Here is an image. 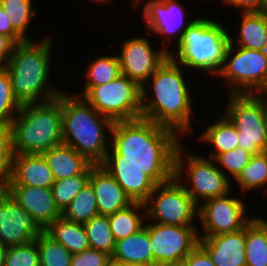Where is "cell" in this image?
<instances>
[{"label":"cell","instance_id":"5b68a950","mask_svg":"<svg viewBox=\"0 0 267 266\" xmlns=\"http://www.w3.org/2000/svg\"><path fill=\"white\" fill-rule=\"evenodd\" d=\"M215 20L210 16L197 17L184 31L178 45L171 49L169 58L187 70L216 76L230 44V30Z\"/></svg>","mask_w":267,"mask_h":266},{"label":"cell","instance_id":"c3c4849f","mask_svg":"<svg viewBox=\"0 0 267 266\" xmlns=\"http://www.w3.org/2000/svg\"><path fill=\"white\" fill-rule=\"evenodd\" d=\"M259 51L262 52L267 57V31H266V41L264 43V46H262Z\"/></svg>","mask_w":267,"mask_h":266},{"label":"cell","instance_id":"f35d334b","mask_svg":"<svg viewBox=\"0 0 267 266\" xmlns=\"http://www.w3.org/2000/svg\"><path fill=\"white\" fill-rule=\"evenodd\" d=\"M4 266H40L37 242L9 246Z\"/></svg>","mask_w":267,"mask_h":266},{"label":"cell","instance_id":"ab89813d","mask_svg":"<svg viewBox=\"0 0 267 266\" xmlns=\"http://www.w3.org/2000/svg\"><path fill=\"white\" fill-rule=\"evenodd\" d=\"M111 256L105 252L89 248L72 256L71 266H110Z\"/></svg>","mask_w":267,"mask_h":266},{"label":"cell","instance_id":"d6a6232c","mask_svg":"<svg viewBox=\"0 0 267 266\" xmlns=\"http://www.w3.org/2000/svg\"><path fill=\"white\" fill-rule=\"evenodd\" d=\"M33 3L34 0H0V5L6 11L12 27L25 40H34L28 34L29 24L32 18L36 16Z\"/></svg>","mask_w":267,"mask_h":266},{"label":"cell","instance_id":"8fae6325","mask_svg":"<svg viewBox=\"0 0 267 266\" xmlns=\"http://www.w3.org/2000/svg\"><path fill=\"white\" fill-rule=\"evenodd\" d=\"M223 114L238 132V147L253 155L267 152V126L261 102L253 94H229Z\"/></svg>","mask_w":267,"mask_h":266},{"label":"cell","instance_id":"cb8c5ba5","mask_svg":"<svg viewBox=\"0 0 267 266\" xmlns=\"http://www.w3.org/2000/svg\"><path fill=\"white\" fill-rule=\"evenodd\" d=\"M240 14V29H238V33H235L237 34L235 37L229 33L230 44L246 49L260 50L266 41L267 12H240Z\"/></svg>","mask_w":267,"mask_h":266},{"label":"cell","instance_id":"681fc988","mask_svg":"<svg viewBox=\"0 0 267 266\" xmlns=\"http://www.w3.org/2000/svg\"><path fill=\"white\" fill-rule=\"evenodd\" d=\"M262 2V11L267 12V0H261Z\"/></svg>","mask_w":267,"mask_h":266},{"label":"cell","instance_id":"f6af8a7d","mask_svg":"<svg viewBox=\"0 0 267 266\" xmlns=\"http://www.w3.org/2000/svg\"><path fill=\"white\" fill-rule=\"evenodd\" d=\"M253 95L261 102L267 126V89L255 92Z\"/></svg>","mask_w":267,"mask_h":266},{"label":"cell","instance_id":"1f68e13d","mask_svg":"<svg viewBox=\"0 0 267 266\" xmlns=\"http://www.w3.org/2000/svg\"><path fill=\"white\" fill-rule=\"evenodd\" d=\"M83 225L90 248L105 252L111 256L114 252L116 241L110 229L108 216L98 214Z\"/></svg>","mask_w":267,"mask_h":266},{"label":"cell","instance_id":"7a4b0ae2","mask_svg":"<svg viewBox=\"0 0 267 266\" xmlns=\"http://www.w3.org/2000/svg\"><path fill=\"white\" fill-rule=\"evenodd\" d=\"M184 70L185 67L168 58L141 87V117L171 128L181 137L195 133L194 99Z\"/></svg>","mask_w":267,"mask_h":266},{"label":"cell","instance_id":"4fadbf2b","mask_svg":"<svg viewBox=\"0 0 267 266\" xmlns=\"http://www.w3.org/2000/svg\"><path fill=\"white\" fill-rule=\"evenodd\" d=\"M231 194L209 198L199 205L198 221L202 228H198L199 238L239 231L254 218L246 215L247 202Z\"/></svg>","mask_w":267,"mask_h":266},{"label":"cell","instance_id":"9a60e30c","mask_svg":"<svg viewBox=\"0 0 267 266\" xmlns=\"http://www.w3.org/2000/svg\"><path fill=\"white\" fill-rule=\"evenodd\" d=\"M151 43L146 36L125 38L120 46V52L117 53L121 75L130 78L141 87L169 58L167 51L162 48L156 50Z\"/></svg>","mask_w":267,"mask_h":266},{"label":"cell","instance_id":"ee69618b","mask_svg":"<svg viewBox=\"0 0 267 266\" xmlns=\"http://www.w3.org/2000/svg\"><path fill=\"white\" fill-rule=\"evenodd\" d=\"M15 43L7 36L0 34V66L4 67L12 54Z\"/></svg>","mask_w":267,"mask_h":266},{"label":"cell","instance_id":"6da1fadb","mask_svg":"<svg viewBox=\"0 0 267 266\" xmlns=\"http://www.w3.org/2000/svg\"><path fill=\"white\" fill-rule=\"evenodd\" d=\"M110 136L101 164H134L157 185L174 178L175 153L183 139L173 129L140 117L114 122Z\"/></svg>","mask_w":267,"mask_h":266},{"label":"cell","instance_id":"ac0fdd59","mask_svg":"<svg viewBox=\"0 0 267 266\" xmlns=\"http://www.w3.org/2000/svg\"><path fill=\"white\" fill-rule=\"evenodd\" d=\"M246 226L236 232L199 238L215 266H246Z\"/></svg>","mask_w":267,"mask_h":266},{"label":"cell","instance_id":"2e32d148","mask_svg":"<svg viewBox=\"0 0 267 266\" xmlns=\"http://www.w3.org/2000/svg\"><path fill=\"white\" fill-rule=\"evenodd\" d=\"M42 231L31 215L0 189V243L7 247L29 243Z\"/></svg>","mask_w":267,"mask_h":266},{"label":"cell","instance_id":"9c48e42d","mask_svg":"<svg viewBox=\"0 0 267 266\" xmlns=\"http://www.w3.org/2000/svg\"><path fill=\"white\" fill-rule=\"evenodd\" d=\"M146 220L163 225L197 226L199 205L175 177L157 185L144 202Z\"/></svg>","mask_w":267,"mask_h":266},{"label":"cell","instance_id":"f546056e","mask_svg":"<svg viewBox=\"0 0 267 266\" xmlns=\"http://www.w3.org/2000/svg\"><path fill=\"white\" fill-rule=\"evenodd\" d=\"M233 181L240 186V195L260 188L267 194V152L253 155Z\"/></svg>","mask_w":267,"mask_h":266},{"label":"cell","instance_id":"d590c367","mask_svg":"<svg viewBox=\"0 0 267 266\" xmlns=\"http://www.w3.org/2000/svg\"><path fill=\"white\" fill-rule=\"evenodd\" d=\"M21 106L14 97L8 72L2 67L0 69V124L11 125Z\"/></svg>","mask_w":267,"mask_h":266},{"label":"cell","instance_id":"44dd1931","mask_svg":"<svg viewBox=\"0 0 267 266\" xmlns=\"http://www.w3.org/2000/svg\"><path fill=\"white\" fill-rule=\"evenodd\" d=\"M123 188L133 202L144 203L157 184L134 164H100Z\"/></svg>","mask_w":267,"mask_h":266},{"label":"cell","instance_id":"5bb4252c","mask_svg":"<svg viewBox=\"0 0 267 266\" xmlns=\"http://www.w3.org/2000/svg\"><path fill=\"white\" fill-rule=\"evenodd\" d=\"M131 3L133 9L143 3L142 17L147 27V33L152 32V34L163 37L161 48L168 53L171 51L170 43L174 41L176 44L174 47L177 46L184 31L196 18L186 22L185 20L188 18L185 13L187 12L182 3L180 4L177 0H147L146 2L145 0H132ZM166 42L170 43L166 45Z\"/></svg>","mask_w":267,"mask_h":266},{"label":"cell","instance_id":"e0dca14e","mask_svg":"<svg viewBox=\"0 0 267 266\" xmlns=\"http://www.w3.org/2000/svg\"><path fill=\"white\" fill-rule=\"evenodd\" d=\"M4 190L45 230L62 216L56 206L52 189L32 186H6Z\"/></svg>","mask_w":267,"mask_h":266},{"label":"cell","instance_id":"f1b7e54d","mask_svg":"<svg viewBox=\"0 0 267 266\" xmlns=\"http://www.w3.org/2000/svg\"><path fill=\"white\" fill-rule=\"evenodd\" d=\"M115 241L126 238L144 227L146 210L144 203L133 202L128 207L108 216Z\"/></svg>","mask_w":267,"mask_h":266},{"label":"cell","instance_id":"83f0119b","mask_svg":"<svg viewBox=\"0 0 267 266\" xmlns=\"http://www.w3.org/2000/svg\"><path fill=\"white\" fill-rule=\"evenodd\" d=\"M84 76V89L75 94L84 97L94 86L109 83L121 75V67L117 54L100 56L87 63ZM86 81V82H85Z\"/></svg>","mask_w":267,"mask_h":266},{"label":"cell","instance_id":"484cf974","mask_svg":"<svg viewBox=\"0 0 267 266\" xmlns=\"http://www.w3.org/2000/svg\"><path fill=\"white\" fill-rule=\"evenodd\" d=\"M44 231L72 254L90 248L84 225L67 220L63 216L56 219Z\"/></svg>","mask_w":267,"mask_h":266},{"label":"cell","instance_id":"7bdbcfd3","mask_svg":"<svg viewBox=\"0 0 267 266\" xmlns=\"http://www.w3.org/2000/svg\"><path fill=\"white\" fill-rule=\"evenodd\" d=\"M223 5L237 8L241 13L262 12L261 0H226Z\"/></svg>","mask_w":267,"mask_h":266},{"label":"cell","instance_id":"e575fe53","mask_svg":"<svg viewBox=\"0 0 267 266\" xmlns=\"http://www.w3.org/2000/svg\"><path fill=\"white\" fill-rule=\"evenodd\" d=\"M35 241L39 250L40 266H71L73 254L44 230Z\"/></svg>","mask_w":267,"mask_h":266},{"label":"cell","instance_id":"8d00e7d4","mask_svg":"<svg viewBox=\"0 0 267 266\" xmlns=\"http://www.w3.org/2000/svg\"><path fill=\"white\" fill-rule=\"evenodd\" d=\"M13 158L11 125L0 124V189L10 181Z\"/></svg>","mask_w":267,"mask_h":266},{"label":"cell","instance_id":"ba28073f","mask_svg":"<svg viewBox=\"0 0 267 266\" xmlns=\"http://www.w3.org/2000/svg\"><path fill=\"white\" fill-rule=\"evenodd\" d=\"M229 94H254L267 89V57L259 50L229 44L221 69Z\"/></svg>","mask_w":267,"mask_h":266},{"label":"cell","instance_id":"603a6c76","mask_svg":"<svg viewBox=\"0 0 267 266\" xmlns=\"http://www.w3.org/2000/svg\"><path fill=\"white\" fill-rule=\"evenodd\" d=\"M113 264L145 263L153 264L149 233L144 226L138 232L116 241L111 255Z\"/></svg>","mask_w":267,"mask_h":266},{"label":"cell","instance_id":"52a82bcc","mask_svg":"<svg viewBox=\"0 0 267 266\" xmlns=\"http://www.w3.org/2000/svg\"><path fill=\"white\" fill-rule=\"evenodd\" d=\"M184 145L182 142L176 149L174 177L198 205L233 190L232 180L217 167L213 159L187 152Z\"/></svg>","mask_w":267,"mask_h":266},{"label":"cell","instance_id":"836d02e7","mask_svg":"<svg viewBox=\"0 0 267 266\" xmlns=\"http://www.w3.org/2000/svg\"><path fill=\"white\" fill-rule=\"evenodd\" d=\"M91 166L80 175L56 180L52 185V193L56 206L63 212L80 191L89 183Z\"/></svg>","mask_w":267,"mask_h":266},{"label":"cell","instance_id":"30bf717a","mask_svg":"<svg viewBox=\"0 0 267 266\" xmlns=\"http://www.w3.org/2000/svg\"><path fill=\"white\" fill-rule=\"evenodd\" d=\"M83 98L113 123L141 117V86L124 75L94 86Z\"/></svg>","mask_w":267,"mask_h":266},{"label":"cell","instance_id":"74e56055","mask_svg":"<svg viewBox=\"0 0 267 266\" xmlns=\"http://www.w3.org/2000/svg\"><path fill=\"white\" fill-rule=\"evenodd\" d=\"M252 156L253 154L249 151L241 147H236L231 151L218 154L213 160L217 164V167L230 180H233L239 174L241 168L249 163Z\"/></svg>","mask_w":267,"mask_h":266},{"label":"cell","instance_id":"277c9868","mask_svg":"<svg viewBox=\"0 0 267 266\" xmlns=\"http://www.w3.org/2000/svg\"><path fill=\"white\" fill-rule=\"evenodd\" d=\"M63 143L91 163L101 164L110 148L113 122L83 97L61 92ZM109 135V136H108Z\"/></svg>","mask_w":267,"mask_h":266},{"label":"cell","instance_id":"f907efd6","mask_svg":"<svg viewBox=\"0 0 267 266\" xmlns=\"http://www.w3.org/2000/svg\"><path fill=\"white\" fill-rule=\"evenodd\" d=\"M92 1H93L94 3L96 2V3H98V4H99V3L102 4V3H109L110 1L112 2L113 0H91V2H92Z\"/></svg>","mask_w":267,"mask_h":266},{"label":"cell","instance_id":"bcb514c9","mask_svg":"<svg viewBox=\"0 0 267 266\" xmlns=\"http://www.w3.org/2000/svg\"><path fill=\"white\" fill-rule=\"evenodd\" d=\"M7 250H8V247L0 243V266H4Z\"/></svg>","mask_w":267,"mask_h":266},{"label":"cell","instance_id":"60d3db41","mask_svg":"<svg viewBox=\"0 0 267 266\" xmlns=\"http://www.w3.org/2000/svg\"><path fill=\"white\" fill-rule=\"evenodd\" d=\"M181 266H215L208 253L198 244L181 262Z\"/></svg>","mask_w":267,"mask_h":266},{"label":"cell","instance_id":"7c38bea8","mask_svg":"<svg viewBox=\"0 0 267 266\" xmlns=\"http://www.w3.org/2000/svg\"><path fill=\"white\" fill-rule=\"evenodd\" d=\"M153 265L172 266L181 262L199 244L198 226L163 225L147 220Z\"/></svg>","mask_w":267,"mask_h":266},{"label":"cell","instance_id":"4dcf8cb0","mask_svg":"<svg viewBox=\"0 0 267 266\" xmlns=\"http://www.w3.org/2000/svg\"><path fill=\"white\" fill-rule=\"evenodd\" d=\"M96 196L88 183L62 212V216L75 223L84 224L98 215Z\"/></svg>","mask_w":267,"mask_h":266},{"label":"cell","instance_id":"d6986e66","mask_svg":"<svg viewBox=\"0 0 267 266\" xmlns=\"http://www.w3.org/2000/svg\"><path fill=\"white\" fill-rule=\"evenodd\" d=\"M89 184L96 196L99 215H113L133 203L118 182L100 164L91 165Z\"/></svg>","mask_w":267,"mask_h":266},{"label":"cell","instance_id":"7dc6e473","mask_svg":"<svg viewBox=\"0 0 267 266\" xmlns=\"http://www.w3.org/2000/svg\"><path fill=\"white\" fill-rule=\"evenodd\" d=\"M115 266H156L153 264H145V263H130V264H115Z\"/></svg>","mask_w":267,"mask_h":266},{"label":"cell","instance_id":"b9f144b4","mask_svg":"<svg viewBox=\"0 0 267 266\" xmlns=\"http://www.w3.org/2000/svg\"><path fill=\"white\" fill-rule=\"evenodd\" d=\"M0 34L9 37L15 44L26 41L13 27L6 11L0 5Z\"/></svg>","mask_w":267,"mask_h":266},{"label":"cell","instance_id":"ffe728a7","mask_svg":"<svg viewBox=\"0 0 267 266\" xmlns=\"http://www.w3.org/2000/svg\"><path fill=\"white\" fill-rule=\"evenodd\" d=\"M55 179L42 154H14L7 186L52 188Z\"/></svg>","mask_w":267,"mask_h":266},{"label":"cell","instance_id":"8992f818","mask_svg":"<svg viewBox=\"0 0 267 266\" xmlns=\"http://www.w3.org/2000/svg\"><path fill=\"white\" fill-rule=\"evenodd\" d=\"M14 154H42L63 143L61 93L55 99L23 104L11 122Z\"/></svg>","mask_w":267,"mask_h":266},{"label":"cell","instance_id":"3957f363","mask_svg":"<svg viewBox=\"0 0 267 266\" xmlns=\"http://www.w3.org/2000/svg\"><path fill=\"white\" fill-rule=\"evenodd\" d=\"M53 46L49 35L40 42L26 40L15 44L3 68L10 77L14 97L21 105L49 101L63 91L50 83Z\"/></svg>","mask_w":267,"mask_h":266},{"label":"cell","instance_id":"d4e9b609","mask_svg":"<svg viewBox=\"0 0 267 266\" xmlns=\"http://www.w3.org/2000/svg\"><path fill=\"white\" fill-rule=\"evenodd\" d=\"M217 118L216 122L205 127L203 133L196 138L198 142L213 147L210 155L206 156L209 159L238 147V132L235 126L223 113Z\"/></svg>","mask_w":267,"mask_h":266},{"label":"cell","instance_id":"4316f807","mask_svg":"<svg viewBox=\"0 0 267 266\" xmlns=\"http://www.w3.org/2000/svg\"><path fill=\"white\" fill-rule=\"evenodd\" d=\"M246 266H267V219L255 216L246 225Z\"/></svg>","mask_w":267,"mask_h":266},{"label":"cell","instance_id":"7402d4cb","mask_svg":"<svg viewBox=\"0 0 267 266\" xmlns=\"http://www.w3.org/2000/svg\"><path fill=\"white\" fill-rule=\"evenodd\" d=\"M53 177L62 180L83 174L93 163L71 146L64 143L42 153Z\"/></svg>","mask_w":267,"mask_h":266}]
</instances>
